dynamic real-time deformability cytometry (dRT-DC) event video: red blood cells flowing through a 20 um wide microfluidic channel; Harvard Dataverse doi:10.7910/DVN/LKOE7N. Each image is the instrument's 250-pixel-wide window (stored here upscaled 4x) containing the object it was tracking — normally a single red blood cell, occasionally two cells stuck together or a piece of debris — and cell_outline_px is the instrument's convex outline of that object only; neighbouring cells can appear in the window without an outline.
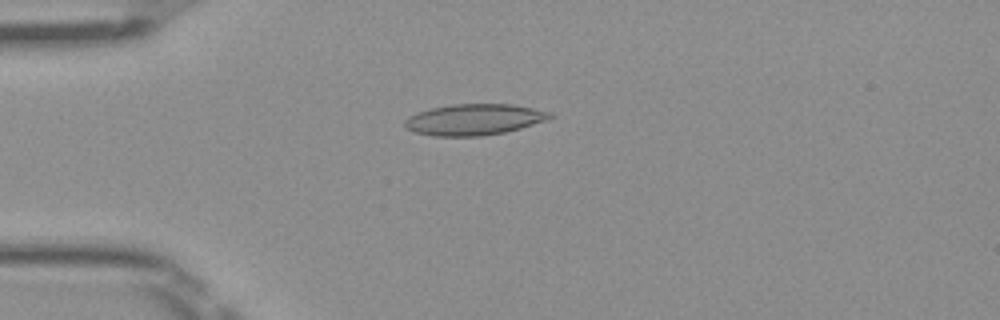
{"species": "Egyptian fruit bat (a non-hibernating species)", "species_latin": "Rousettus aegyptiacus", "temperature_condition": "room temperature", "stored_images_in_passage": 50, "camera_frame_rate_fps": 3000, "um_per_image_px": 0.085, "frame": {"image": 1, "passage_image": 13, "time_ms": 4.0, "image_size_px": [1000, 320], "cell_outline_px": [[556, 116], [548, 120], [520, 128], [504, 132], [480, 136], [432, 136], [416, 132], [408, 128], [404, 124], [404, 120], [408, 116], [432, 108], [452, 104], [512, 104], [552, 112]], "centroid_in_image_um": [40.34, 10.16], "position_along_channel_um": 44.7, "area_um2": 26.24}}
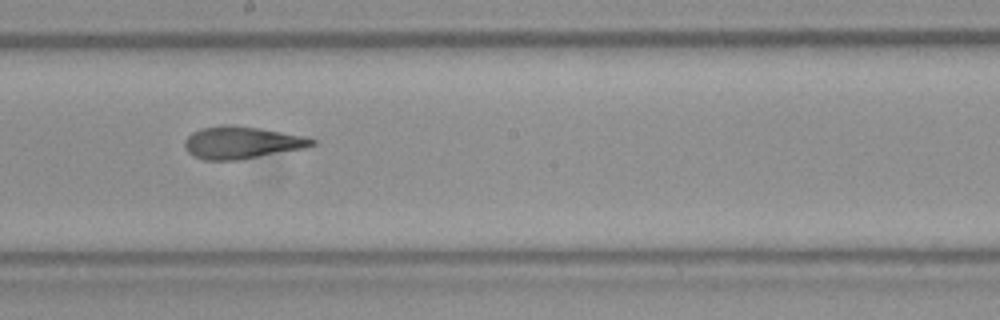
{"frame": {"image": 2, "passage_image": 28, "time_ms": 9.0, "image_size_px": [1000, 320], "cell_outline_px": [[316, 144], [304, 148], [240, 160], [204, 160], [192, 156], [188, 152], [184, 144], [184, 140], [192, 132], [200, 128], [224, 124], [260, 128], [308, 136], [316, 140]], "centroid_in_image_um": [20.55, 12.12], "position_along_channel_um": 227.7, "area_um2": 24.16}}
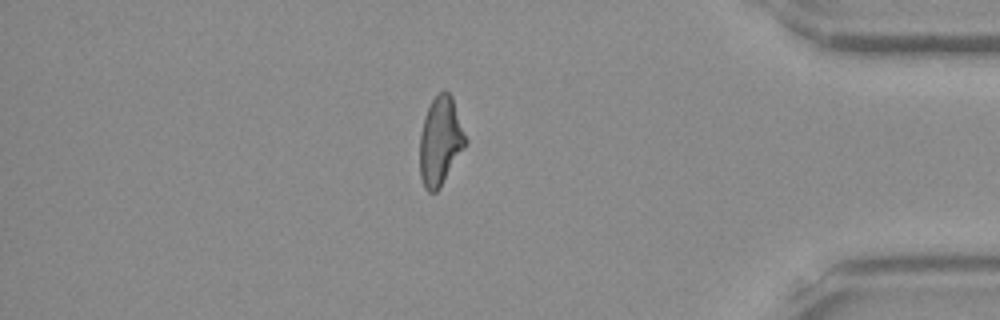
{"frame": {"image": 3, "passage_image": 43, "time_ms": 14.0, "image_size_px": [1000, 320], "cell_outline_px": [[468, 144], [440, 188], [436, 192], [428, 192], [424, 188], [420, 176], [420, 132], [424, 116], [432, 100], [444, 88], [452, 96], [468, 140]], "centroid_in_image_um": [37.45, 12.01], "position_along_channel_um": 397.8, "area_um2": 23.99}, "authors_computed_cell_mechanics": {"area_um2": 24.5361, "velocity_mm_per_s": 4.0626, "shape_relaxation_time_tau1_ms": null, "shape_relaxation_time_tau2_ms": 1.6591, "deformation_change_tau1": null, "deformation_change_tau2": 0.0913}}